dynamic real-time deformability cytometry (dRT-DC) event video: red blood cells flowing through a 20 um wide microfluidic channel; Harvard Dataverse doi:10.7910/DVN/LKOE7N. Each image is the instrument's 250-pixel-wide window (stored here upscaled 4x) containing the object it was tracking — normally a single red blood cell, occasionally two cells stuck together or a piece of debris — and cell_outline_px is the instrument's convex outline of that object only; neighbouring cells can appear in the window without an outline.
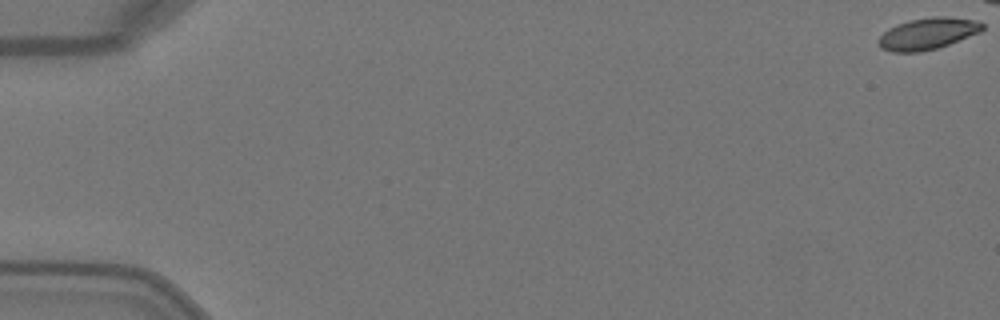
{"species": "Egyptian fruit bat (a non-hibernating species)", "species_latin": "Rousettus aegyptiacus", "temperature_condition": "warm", "stored_images_in_passage": 43, "camera_frame_rate_fps": 3000, "um_per_image_px": 0.085, "animal": {"sex": "female"}, "frame": {"image": 1, "passage_image": 1, "time_ms": 0.0, "image_size_px": [1000, 320], "cell_outline_px": [[984, 28], [980, 32], [948, 44], [936, 48], [920, 52], [892, 52], [880, 48], [880, 36], [888, 28], [896, 24], [908, 20], [932, 16], [948, 16], [972, 20], [984, 24]], "centroid_in_image_um": [78.84, 2.85], "position_along_channel_um": 6.2, "area_um2": 19.02}}
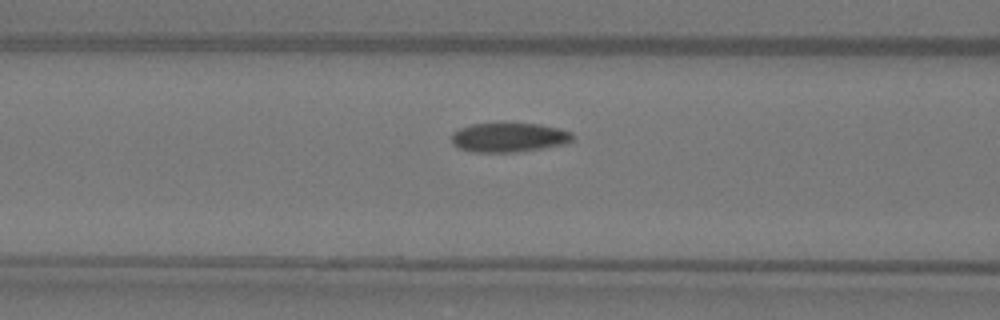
{"frame": {"image": 2, "passage_image": 22, "time_ms": 7.0, "image_size_px": [1000, 320], "cell_outline_px": [[576, 136], [568, 144], [516, 152], [472, 152], [456, 148], [452, 144], [452, 132], [460, 128], [472, 124], [536, 124], [560, 128], [572, 132]], "centroid_in_image_um": [43.27, 11.69], "position_along_channel_um": 123.3, "area_um2": 20.81}}
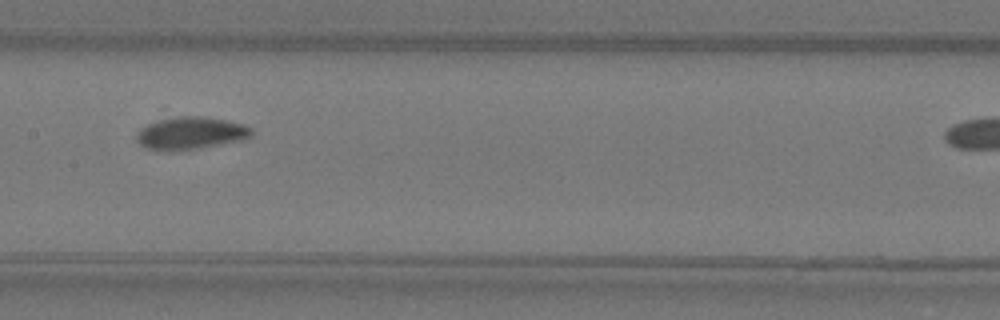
{"frame": {"image": 3, "passage_image": 27, "time_ms": 8.667, "image_size_px": [1000, 320], "cell_outline_px": [[252, 136], [240, 140], [200, 148], [148, 148], [140, 144], [136, 140], [136, 136], [140, 128], [156, 120], [176, 116], [204, 116], [244, 124], [252, 128]], "centroid_in_image_um": [16.24, 11.27], "position_along_channel_um": 191.2, "area_um2": 21.1}}